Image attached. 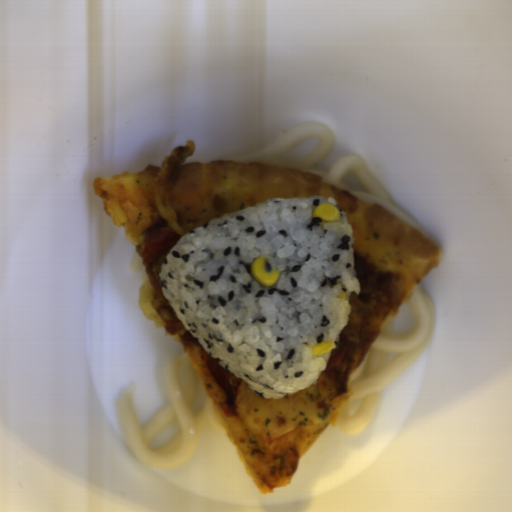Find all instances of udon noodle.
Here are the masks:
<instances>
[{"label": "udon noodle", "instance_id": "8dc81ce9", "mask_svg": "<svg viewBox=\"0 0 512 512\" xmlns=\"http://www.w3.org/2000/svg\"><path fill=\"white\" fill-rule=\"evenodd\" d=\"M316 137L318 146L303 157L288 151L305 139ZM334 133L322 121L306 123L283 135L266 149L226 160L248 162L310 173L333 182L359 200L378 204L423 233L417 220L402 211L389 196L359 154H346L328 170L319 164L333 149ZM424 234V233H423Z\"/></svg>", "mask_w": 512, "mask_h": 512}, {"label": "udon noodle", "instance_id": "a0691cae", "mask_svg": "<svg viewBox=\"0 0 512 512\" xmlns=\"http://www.w3.org/2000/svg\"><path fill=\"white\" fill-rule=\"evenodd\" d=\"M407 301L412 326L395 331L385 324L349 377V400L332 423L345 435L367 427L384 390L426 350L434 335L436 317L425 289L420 285Z\"/></svg>", "mask_w": 512, "mask_h": 512}, {"label": "udon noodle", "instance_id": "d5520da0", "mask_svg": "<svg viewBox=\"0 0 512 512\" xmlns=\"http://www.w3.org/2000/svg\"><path fill=\"white\" fill-rule=\"evenodd\" d=\"M199 383L186 351L174 357L164 368L168 402L142 426L132 401L135 383L128 384L114 394L112 404L137 461L155 469L185 464L193 458L204 430L209 428L227 434L208 398L201 409L193 414L192 407ZM174 420L180 424V431L168 444L150 448V440L164 425Z\"/></svg>", "mask_w": 512, "mask_h": 512}]
</instances>
